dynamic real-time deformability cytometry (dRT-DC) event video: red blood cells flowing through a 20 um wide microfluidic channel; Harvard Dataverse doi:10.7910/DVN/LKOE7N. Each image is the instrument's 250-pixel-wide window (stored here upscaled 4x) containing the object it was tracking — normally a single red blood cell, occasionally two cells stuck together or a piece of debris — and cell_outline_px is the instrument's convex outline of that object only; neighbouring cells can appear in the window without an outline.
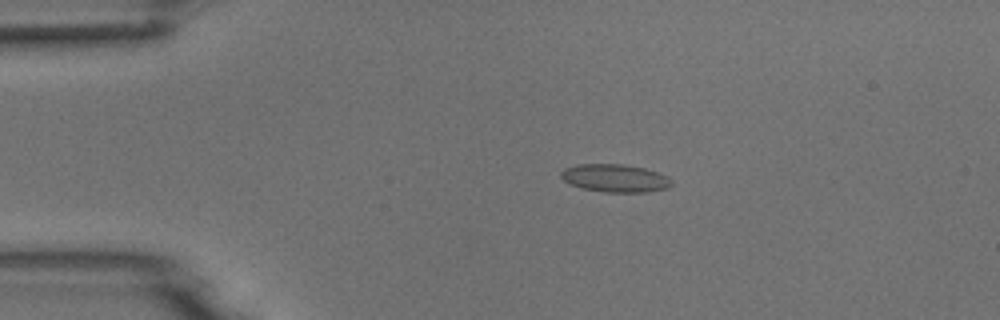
{"species": "common noctule bat (a hibernating species)", "species_latin": "Nyctalus noctula", "temperature_condition": "room temperature", "stored_images_in_passage": 6, "camera_frame_rate_fps": 3000, "um_per_image_px": 0.085, "animal": {"sex": "male", "body_mass_g": 18.8}, "frame": {"image": 1, "passage_image": 4, "time_ms": 3.333, "image_size_px": [1000, 320], "cell_outline_px": [[672, 184], [668, 188], [648, 192], [604, 192], [584, 188], [568, 184], [560, 176], [560, 172], [564, 168], [576, 164], [624, 164], [644, 168], [668, 176], [672, 180]], "centroid_in_image_um": [52.27, 15.14], "position_along_channel_um": 32.7, "area_um2": 18.09}}
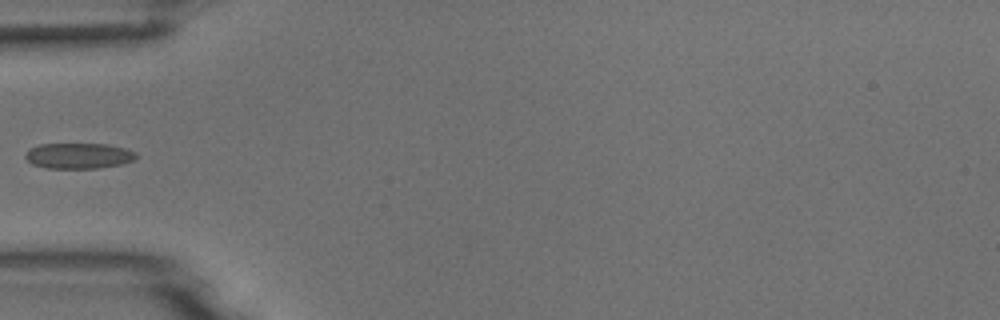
{"frame": {"image": 2, "passage_image": 6, "time_ms": 5.667, "image_size_px": [1000, 320], "cell_outline_px": [[136, 160], [120, 164], [100, 168], [44, 168], [32, 164], [24, 156], [28, 148], [40, 144], [108, 144], [124, 148], [136, 152]], "centroid_in_image_um": [6.67, 13.24], "position_along_channel_um": 78.3, "area_um2": 16.65}}